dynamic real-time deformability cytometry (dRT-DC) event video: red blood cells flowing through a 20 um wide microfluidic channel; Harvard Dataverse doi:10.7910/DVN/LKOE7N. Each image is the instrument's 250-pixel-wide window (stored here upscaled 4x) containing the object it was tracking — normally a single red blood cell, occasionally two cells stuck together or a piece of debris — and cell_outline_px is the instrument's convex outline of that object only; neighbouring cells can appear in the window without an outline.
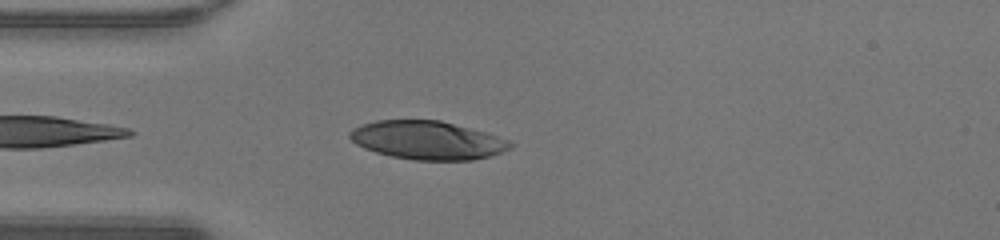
{"species": "human", "species_latin": "Homo sapiens", "temperature_condition": "warm", "stored_images_in_passage": 34, "camera_frame_rate_fps": 3000, "um_per_image_px": 0.085, "donor": {"sex": "male"}, "frame": {"image": 1, "passage_image": 2, "time_ms": 0.333, "image_size_px": [1000, 240], "cell_outline_px": [[516, 144], [512, 148], [488, 156], [472, 160], [416, 160], [392, 156], [376, 152], [364, 148], [356, 144], [348, 136], [348, 132], [352, 128], [360, 124], [376, 120], [440, 120], [484, 132], [508, 140]], "centroid_in_image_um": [36.29, 11.91], "position_along_channel_um": 48.7, "area_um2": 35.84}}
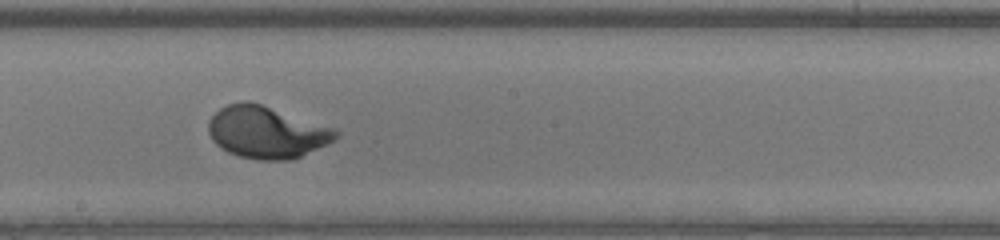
{"frame": {"image": 2, "passage_image": 15, "time_ms": 4.667, "image_size_px": [1000, 240], "cell_outline_px": [[340, 136], [336, 140], [300, 156], [288, 160], [256, 160], [236, 156], [220, 148], [212, 140], [208, 132], [208, 120], [220, 108], [228, 104], [248, 100], [336, 128], [340, 132]], "centroid_in_image_um": [22.66, 11.24], "position_along_channel_um": 225.5, "area_um2": 38.84}}
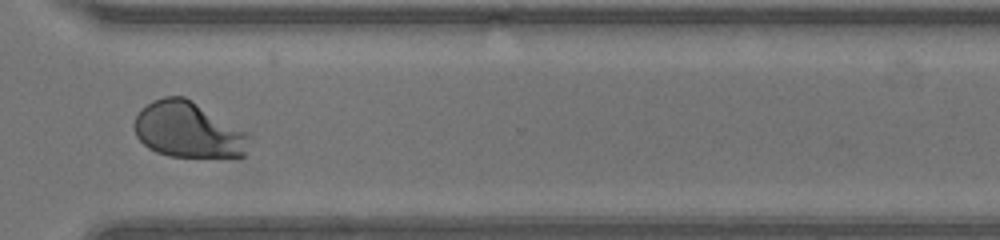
{"frame": {"image": 3, "passage_image": 24, "time_ms": 7.667, "image_size_px": [1000, 240], "cell_outline_px": [[252, 136], [244, 156], [168, 156], [156, 152], [148, 148], [136, 136], [136, 116], [140, 108], [152, 100], [164, 96], [184, 96], [248, 132]], "centroid_in_image_um": [16.0, 11.03], "position_along_channel_um": 354.6, "area_um2": 37.22}, "authors_computed_cell_mechanics": {"area_um2": 37.5411, "velocity_mm_per_s": 4.3067, "shape_relaxation_time_tau1_ms": 2.1267, "shape_relaxation_time_tau2_ms": null, "deformation_change_tau1": 0.1862, "deformation_change_tau2": null}}